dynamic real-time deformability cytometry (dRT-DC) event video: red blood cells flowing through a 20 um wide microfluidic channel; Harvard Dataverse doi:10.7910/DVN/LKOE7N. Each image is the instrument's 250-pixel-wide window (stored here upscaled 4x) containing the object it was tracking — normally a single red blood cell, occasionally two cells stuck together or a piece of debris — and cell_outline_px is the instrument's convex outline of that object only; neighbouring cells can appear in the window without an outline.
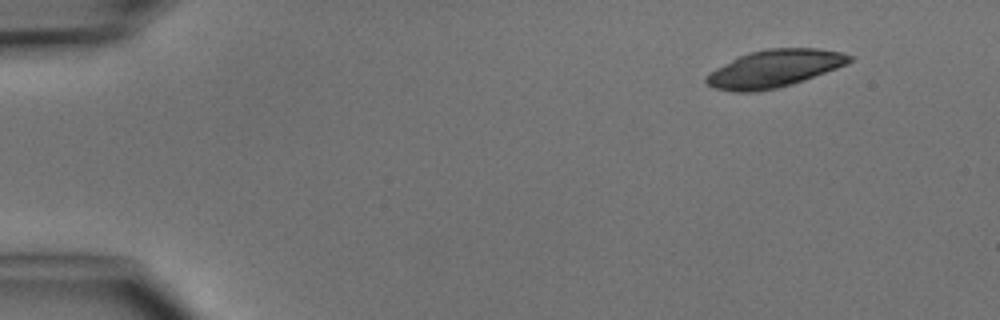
{"species": "common noctule bat (a hibernating species)", "species_latin": "Nyctalus noctula", "temperature_condition": "cold", "stored_images_in_passage": 7, "camera_frame_rate_fps": 3000, "um_per_image_px": 0.085, "animal": {"sex": "male", "body_mass_g": 15.6}, "frame": {"image": 1, "passage_image": 1, "time_ms": 0.0, "image_size_px": [1000, 320], "cell_outline_px": [[852, 60], [848, 64], [804, 80], [792, 84], [776, 88], [752, 92], [736, 92], [716, 88], [708, 84], [704, 80], [708, 72], [748, 52], [768, 48], [816, 48], [840, 52], [852, 56]], "centroid_in_image_um": [65.82, 5.82], "position_along_channel_um": 19.2, "area_um2": 30.98}}